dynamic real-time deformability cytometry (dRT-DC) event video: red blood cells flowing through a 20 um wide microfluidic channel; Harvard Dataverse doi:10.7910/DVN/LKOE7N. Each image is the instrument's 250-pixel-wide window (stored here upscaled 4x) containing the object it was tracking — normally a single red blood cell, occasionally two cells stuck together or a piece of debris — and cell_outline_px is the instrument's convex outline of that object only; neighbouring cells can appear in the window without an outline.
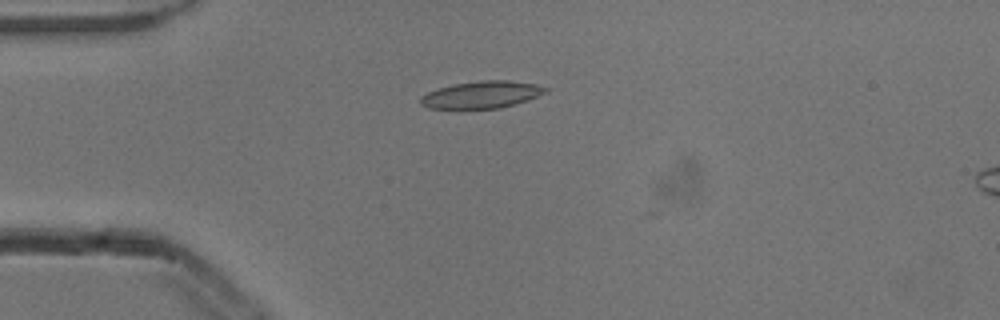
{"species": "common noctule bat (a hibernating species)", "species_latin": "Nyctalus noctula", "temperature_condition": "cold", "stored_images_in_passage": 6, "camera_frame_rate_fps": 3000, "um_per_image_px": 0.085, "animal": {"sex": "male", "body_mass_g": 13.3}, "frame": {"image": 1, "passage_image": 4, "time_ms": 1.0, "image_size_px": [1000, 320], "cell_outline_px": [[548, 92], [500, 108], [428, 108], [420, 104], [420, 96], [436, 88], [452, 84], [480, 80], [508, 80], [536, 84], [548, 88]], "centroid_in_image_um": [40.89, 8.03], "position_along_channel_um": 44.1, "area_um2": 19.59}}